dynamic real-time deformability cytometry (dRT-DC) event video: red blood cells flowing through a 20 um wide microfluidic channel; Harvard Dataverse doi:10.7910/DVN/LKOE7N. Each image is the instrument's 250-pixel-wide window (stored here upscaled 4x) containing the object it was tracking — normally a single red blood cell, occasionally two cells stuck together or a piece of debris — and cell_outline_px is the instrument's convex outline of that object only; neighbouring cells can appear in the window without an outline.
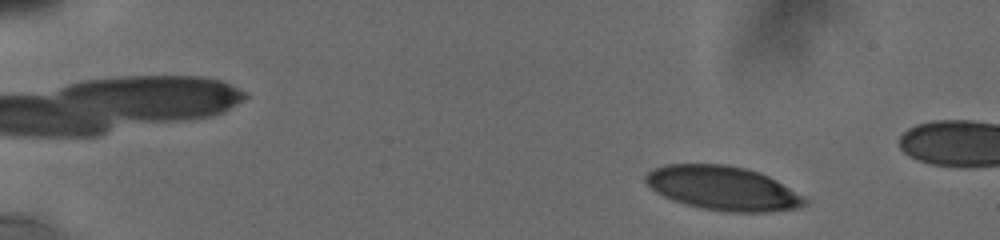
{"species": "human", "species_latin": "Homo sapiens", "temperature_condition": "cold", "stored_images_in_passage": 26, "camera_frame_rate_fps": 3000, "um_per_image_px": 0.085, "donor": {"sex": "male"}, "frame": {"image": 1, "passage_image": 3, "time_ms": 1.333, "image_size_px": [1000, 240], "cell_outline_px": [[808, 204], [796, 208], [768, 212], [732, 212], [704, 208], [684, 204], [672, 200], [656, 192], [644, 180], [644, 176], [652, 168], [664, 164], [728, 164], [760, 172], [776, 180], [804, 196], [808, 200]], "centroid_in_image_um": [61.44, 15.99], "position_along_channel_um": 23.6, "area_um2": 40.92}}
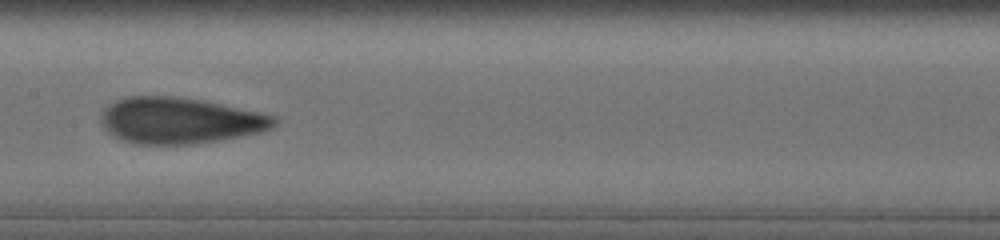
{"frame": {"image": 2, "passage_image": 18, "time_ms": 9.0, "image_size_px": [1000, 240], "cell_outline_px": [[276, 124], [272, 128], [260, 132], [220, 140], [192, 144], [132, 144], [112, 136], [104, 128], [104, 108], [116, 100], [128, 96], [172, 96], [204, 100], [276, 116]], "centroid_in_image_um": [15.3, 10.25], "position_along_channel_um": 192.1, "area_um2": 46.36}}
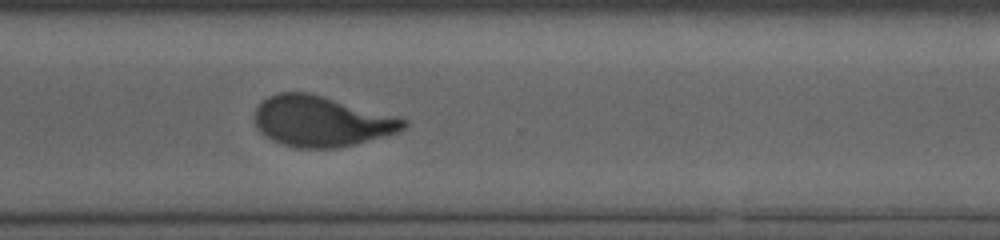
{"frame": {"image": 3, "passage_image": 26, "time_ms": 13.0, "image_size_px": [1000, 240], "cell_outline_px": [[408, 124], [404, 128], [396, 132], [356, 144], [336, 148], [300, 148], [284, 144], [272, 140], [260, 132], [256, 124], [256, 108], [268, 96], [280, 92], [308, 92], [408, 120]], "centroid_in_image_um": [27.29, 10.31], "position_along_channel_um": 343.3, "area_um2": 43.12}}